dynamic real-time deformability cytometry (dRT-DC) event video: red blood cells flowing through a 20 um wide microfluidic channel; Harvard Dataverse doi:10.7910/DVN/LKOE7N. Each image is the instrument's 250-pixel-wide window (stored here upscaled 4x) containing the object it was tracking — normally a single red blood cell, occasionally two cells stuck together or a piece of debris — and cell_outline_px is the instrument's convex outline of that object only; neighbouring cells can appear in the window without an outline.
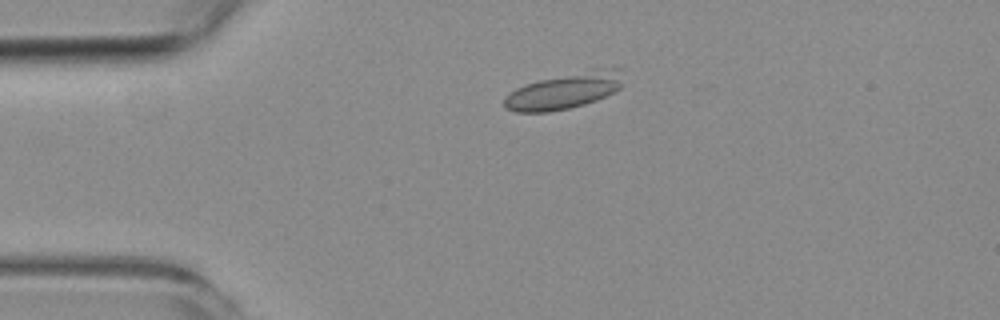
{"species": "common noctule bat (a hibernating species)", "species_latin": "Nyctalus noctula", "temperature_condition": "room temperature", "stored_images_in_passage": 4, "camera_frame_rate_fps": 3000, "um_per_image_px": 0.085, "animal": {"sex": "female", "body_mass_g": 19.3, "forearm_length_mm": 54.1}, "frame": {"image": 1, "passage_image": 2, "time_ms": 1.0, "image_size_px": [1000, 320], "cell_outline_px": [[624, 84], [620, 88], [596, 100], [584, 104], [568, 108], [548, 112], [516, 112], [504, 108], [504, 96], [516, 88], [524, 84], [588, 68], [612, 64], [624, 64]], "centroid_in_image_um": [48.12, 7.64], "position_along_channel_um": 36.9, "area_um2": 26.13}}